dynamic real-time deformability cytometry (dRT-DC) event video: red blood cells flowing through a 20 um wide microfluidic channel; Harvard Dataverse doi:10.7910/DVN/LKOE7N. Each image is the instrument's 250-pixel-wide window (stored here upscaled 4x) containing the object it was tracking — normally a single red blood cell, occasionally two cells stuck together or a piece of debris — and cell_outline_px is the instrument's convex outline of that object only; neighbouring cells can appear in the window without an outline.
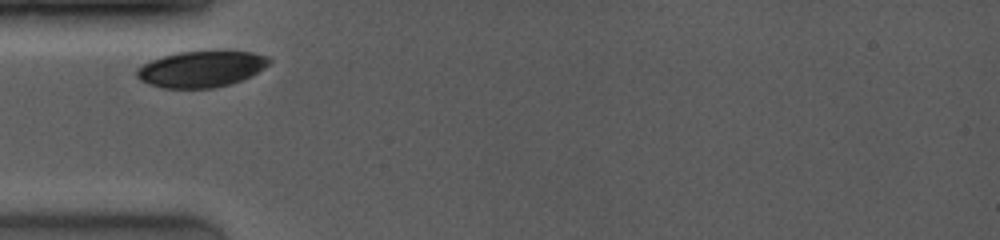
{"species": "common noctule bat (a hibernating species)", "species_latin": "Nyctalus noctula", "temperature_condition": "room temperature", "stored_images_in_passage": 19, "camera_frame_rate_fps": 4000, "um_per_image_px": 0.085, "animal": {"sex": "female", "body_mass_g": 19.0, "forearm_length_mm": 53.3}, "frame": {"image": 1, "passage_image": 1, "time_ms": 0.0, "image_size_px": [1000, 240], "cell_outline_px": [[272, 60], [264, 68], [252, 76], [228, 84], [212, 88], [164, 88], [148, 84], [140, 80], [136, 76], [136, 68], [152, 60], [164, 56], [180, 52], [252, 52], [268, 56]], "centroid_in_image_um": [17.1, 5.88], "position_along_channel_um": 67.9, "area_um2": 27.57}}
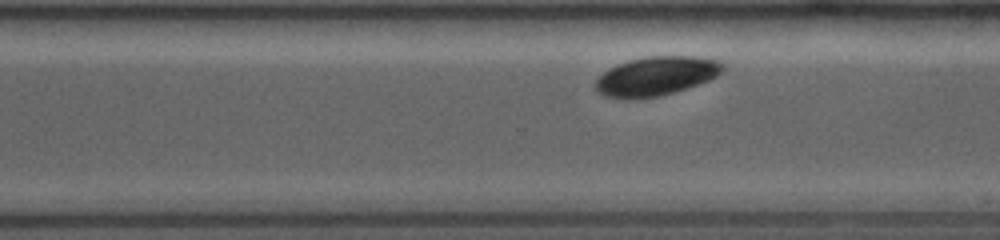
{"frame": {"image": 2, "passage_image": 13, "time_ms": 6.5, "image_size_px": [1000, 240], "cell_outline_px": [[724, 68], [716, 76], [708, 80], [672, 92], [656, 96], [604, 96], [592, 84], [604, 72], [616, 64], [628, 60], [644, 56], [696, 56], [720, 60], [724, 64]], "centroid_in_image_um": [55.8, 6.4], "position_along_channel_um": 314.8, "area_um2": 28.15}}
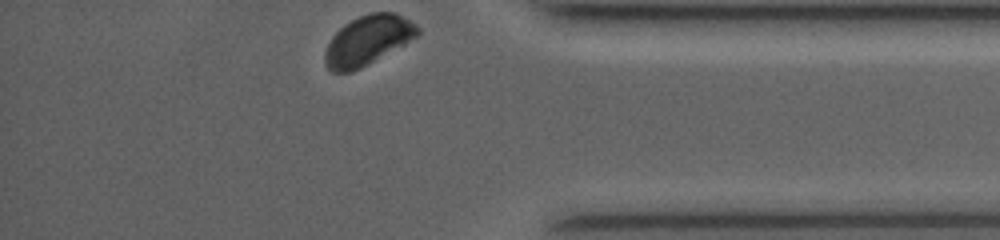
{"frame": {"image": 3, "passage_image": 19, "time_ms": 9.0, "image_size_px": [1000, 240], "cell_outline_px": [[420, 32], [416, 36], [404, 44], [360, 68], [348, 72], [332, 72], [324, 64], [324, 52], [332, 36], [344, 24], [368, 12], [392, 12], [416, 24], [420, 28]], "centroid_in_image_um": [31.23, 3.42], "position_along_channel_um": 404.0, "area_um2": 26.36}}